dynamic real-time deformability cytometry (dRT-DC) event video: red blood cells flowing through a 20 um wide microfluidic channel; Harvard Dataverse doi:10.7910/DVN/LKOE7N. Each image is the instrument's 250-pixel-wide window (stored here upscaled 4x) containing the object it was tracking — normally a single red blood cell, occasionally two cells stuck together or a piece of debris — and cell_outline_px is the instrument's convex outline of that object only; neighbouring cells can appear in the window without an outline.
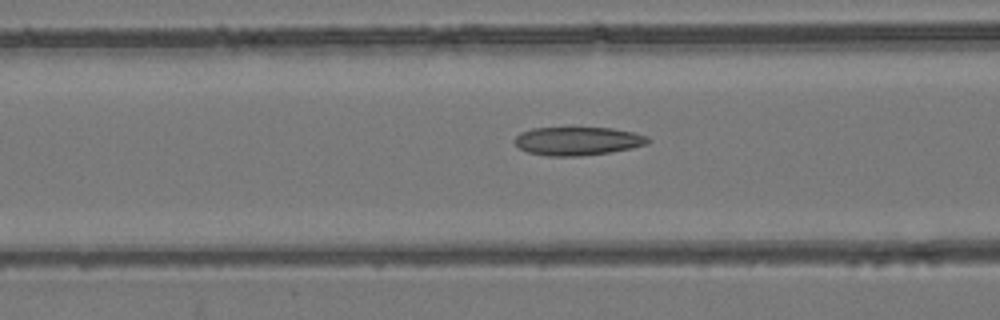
{"species": "common noctule bat (a hibernating species)", "species_latin": "Nyctalus noctula", "temperature_condition": "room temperature", "stored_images_in_passage": 55, "camera_frame_rate_fps": 3000, "um_per_image_px": 0.085, "animal": {"sex": "female", "body_mass_g": 24.6, "forearm_length_mm": 56.2}, "frame": {"image": 1, "passage_image": 22, "time_ms": 7.0, "image_size_px": [1000, 320], "cell_outline_px": [[652, 140], [648, 144], [632, 148], [608, 152], [580, 156], [548, 156], [528, 152], [520, 148], [512, 140], [520, 132], [532, 128], [612, 128], [632, 132], [648, 136]], "centroid_in_image_um": [49.1, 11.99], "position_along_channel_um": 117.5, "area_um2": 22.08}}
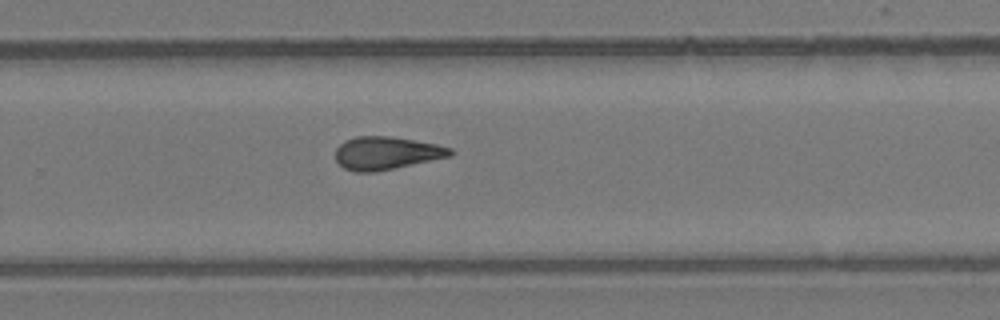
{"frame": {"image": 2, "passage_image": 36, "time_ms": 11.667, "image_size_px": [1000, 320], "cell_outline_px": [[456, 152], [452, 156], [376, 172], [356, 172], [344, 168], [336, 160], [336, 148], [344, 140], [356, 136], [392, 136], [436, 144], [452, 148]], "centroid_in_image_um": [32.86, 13.01], "position_along_channel_um": 296.9, "area_um2": 22.2}}
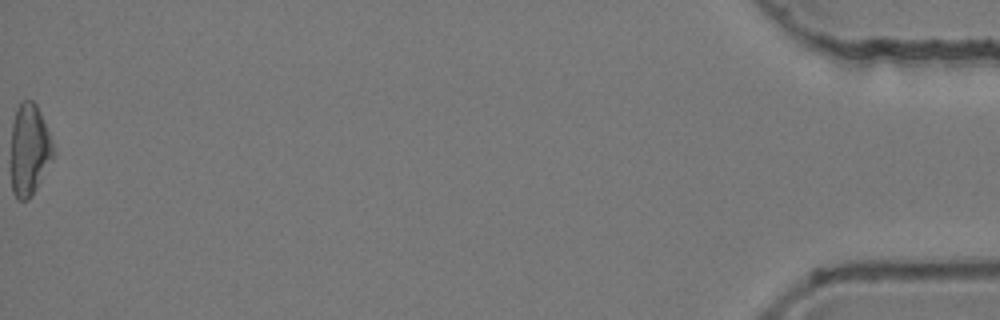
{"frame": {"image": 3, "passage_image": 55, "time_ms": 18.0, "image_size_px": [1000, 320], "cell_outline_px": [[56, 152], [32, 196], [28, 200], [16, 200], [12, 192], [12, 124], [16, 108], [24, 100], [32, 100], [36, 104], [40, 112], [52, 140]], "centroid_in_image_um": [2.51, 12.74], "position_along_channel_um": 432.7, "area_um2": 22.54}, "authors_computed_cell_mechanics": {"area_um2": 22.4842, "velocity_mm_per_s": 3.8553, "shape_relaxation_time_tau1_ms": null, "shape_relaxation_time_tau2_ms": 3.5212, "deformation_change_tau1": null, "deformation_change_tau2": 0.1194}}